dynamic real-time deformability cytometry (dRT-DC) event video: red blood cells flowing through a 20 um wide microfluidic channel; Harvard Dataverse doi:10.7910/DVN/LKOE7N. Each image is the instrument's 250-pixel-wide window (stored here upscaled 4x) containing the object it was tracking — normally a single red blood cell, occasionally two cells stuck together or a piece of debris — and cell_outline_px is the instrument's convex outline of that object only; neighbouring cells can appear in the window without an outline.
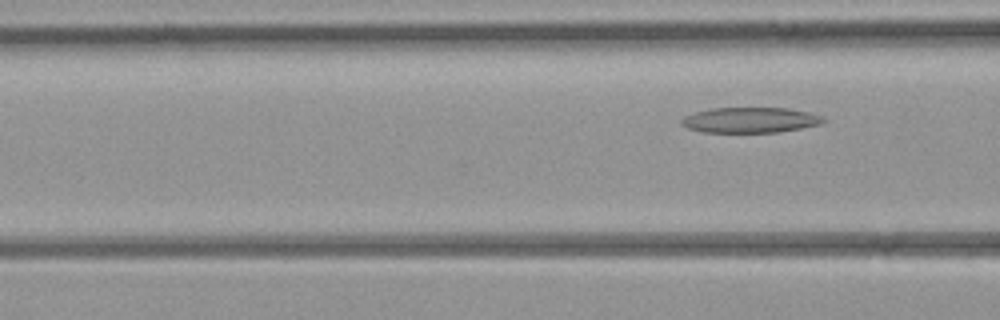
{"species": "common noctule bat (a hibernating species)", "species_latin": "Nyctalus noctula", "temperature_condition": "room temperature", "stored_images_in_passage": 7, "camera_frame_rate_fps": 3000, "um_per_image_px": 0.085, "animal": {"sex": "female", "body_mass_g": 21.9}, "frame": {"image": 1, "passage_image": 7, "time_ms": 7.0, "image_size_px": [1000, 320], "cell_outline_px": [[828, 120], [824, 124], [780, 132], [704, 132], [688, 128], [680, 124], [680, 120], [684, 116], [696, 112], [712, 108], [788, 108], [808, 112], [824, 116]], "centroid_in_image_um": [63.83, 10.2], "position_along_channel_um": 102.8, "area_um2": 21.21}}